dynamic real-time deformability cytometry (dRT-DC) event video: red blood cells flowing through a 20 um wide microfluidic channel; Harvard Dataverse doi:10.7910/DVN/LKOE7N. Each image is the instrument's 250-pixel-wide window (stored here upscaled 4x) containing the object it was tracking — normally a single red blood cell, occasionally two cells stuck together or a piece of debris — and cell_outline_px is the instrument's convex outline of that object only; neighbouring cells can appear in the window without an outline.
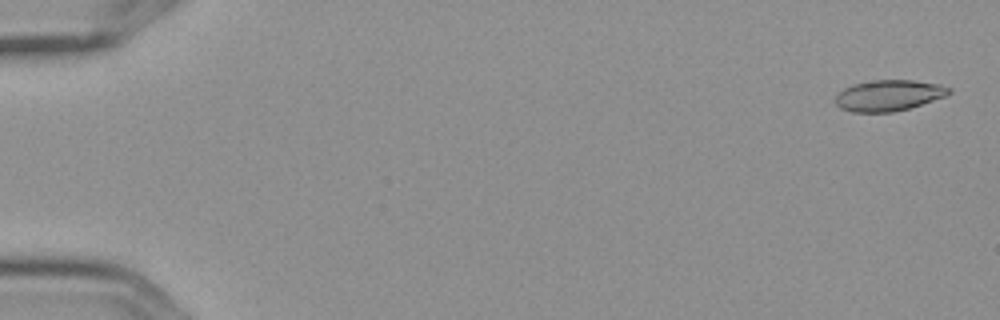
{"species": "Egyptian fruit bat (a non-hibernating species)", "species_latin": "Rousettus aegyptiacus", "temperature_condition": "cold", "stored_images_in_passage": 6, "camera_frame_rate_fps": 3000, "um_per_image_px": 0.085, "frame": {"image": 1, "passage_image": 1, "time_ms": 0.0, "image_size_px": [1000, 320], "cell_outline_px": [[952, 92], [948, 96], [908, 108], [892, 112], [852, 112], [840, 108], [836, 104], [836, 96], [844, 88], [852, 84], [872, 80], [912, 80], [940, 84], [952, 88]], "centroid_in_image_um": [75.57, 8.1], "position_along_channel_um": 9.4, "area_um2": 20.58}}
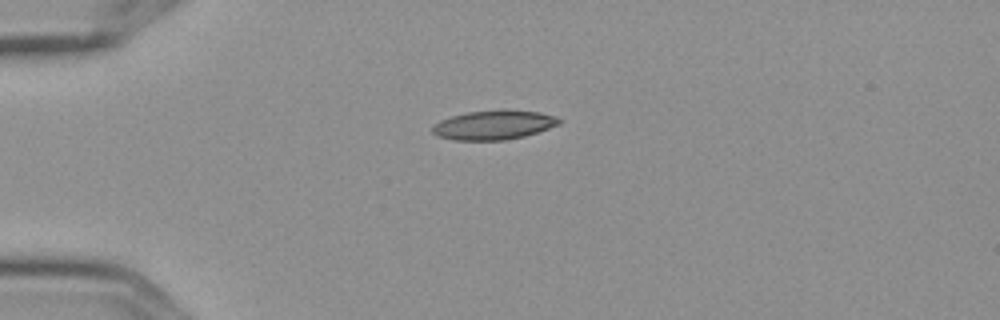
{"frame": {"image": 2, "passage_image": 4, "time_ms": 1.0, "image_size_px": [1000, 320], "cell_outline_px": [[564, 120], [560, 124], [524, 136], [504, 140], [452, 140], [436, 136], [432, 132], [432, 124], [440, 120], [452, 116], [468, 112], [500, 108], [504, 108], [540, 112], [556, 116]], "centroid_in_image_um": [41.97, 10.6], "position_along_channel_um": 43.0, "area_um2": 22.08}}
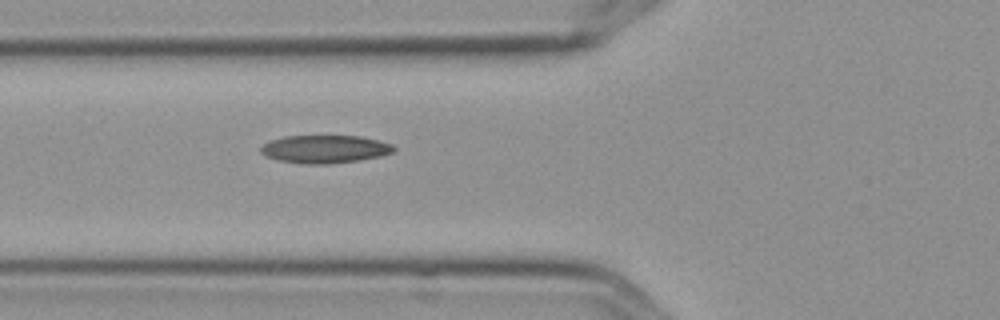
{"frame": {"image": 3, "passage_image": 6, "time_ms": 1.667, "image_size_px": [1000, 320], "cell_outline_px": [[396, 148], [392, 152], [380, 156], [356, 160], [328, 164], [304, 164], [276, 160], [264, 156], [260, 152], [260, 148], [264, 144], [272, 140], [284, 136], [360, 136], [380, 140], [392, 144]], "centroid_in_image_um": [27.59, 12.67], "position_along_channel_um": 98.2, "area_um2": 21.68}}